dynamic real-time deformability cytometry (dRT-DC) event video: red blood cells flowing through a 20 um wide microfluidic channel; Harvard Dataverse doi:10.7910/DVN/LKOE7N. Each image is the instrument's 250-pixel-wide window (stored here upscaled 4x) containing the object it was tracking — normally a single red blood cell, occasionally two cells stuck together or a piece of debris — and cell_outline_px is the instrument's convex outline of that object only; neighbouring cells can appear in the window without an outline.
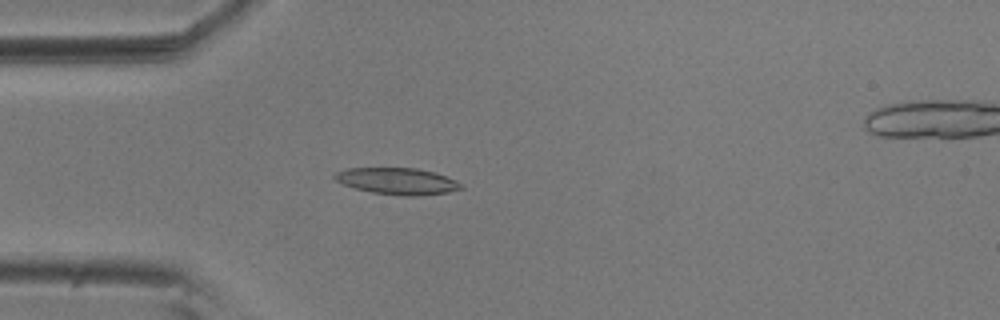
{"species": "common noctule bat (a hibernating species)", "species_latin": "Nyctalus noctula", "temperature_condition": "room temperature", "stored_images_in_passage": 47, "camera_frame_rate_fps": 3000, "um_per_image_px": 0.085, "animal": {"sex": "male", "body_mass_g": 20.5, "forearm_length_mm": 52.5}, "frame": {"image": 1, "passage_image": 12, "time_ms": 3.667, "image_size_px": [1000, 320], "cell_outline_px": [[464, 188], [448, 192], [416, 196], [400, 196], [372, 192], [356, 188], [344, 184], [336, 180], [332, 176], [336, 172], [348, 168], [416, 168], [436, 172], [456, 180], [464, 184]], "centroid_in_image_um": [33.82, 15.39], "position_along_channel_um": 51.2, "area_um2": 19.65}}
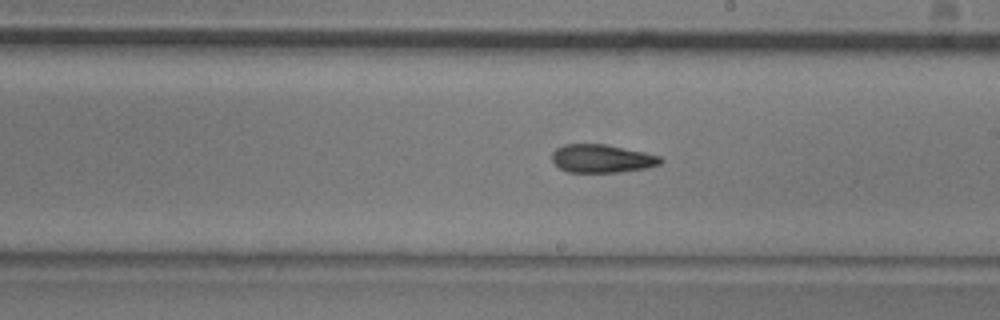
{"frame": {"image": 2, "passage_image": 28, "time_ms": 9.0, "image_size_px": [1000, 320], "cell_outline_px": [[664, 160], [660, 164], [644, 168], [620, 172], [568, 172], [552, 164], [552, 152], [556, 148], [564, 144], [604, 144], [644, 152], [660, 156]], "centroid_in_image_um": [51.12, 13.48], "position_along_channel_um": 237.9, "area_um2": 17.86}}
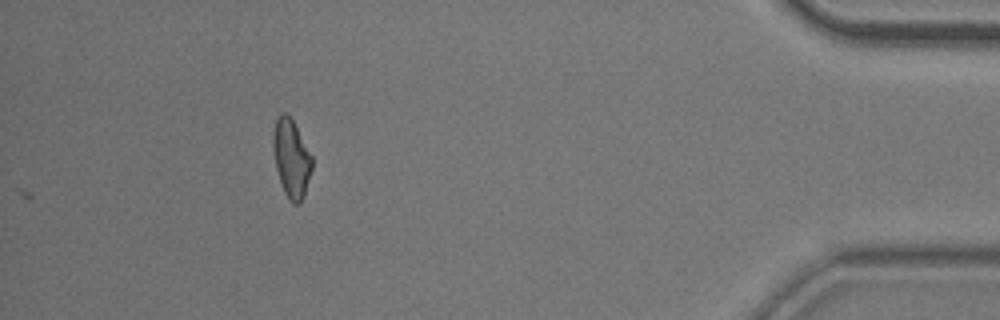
{"frame": {"image": 3, "passage_image": 47, "time_ms": 15.333, "image_size_px": [1000, 320], "cell_outline_px": [[312, 168], [304, 196], [300, 204], [292, 204], [288, 200], [284, 192], [276, 168], [272, 144], [272, 132], [276, 120], [280, 112], [284, 112], [292, 120], [312, 156]], "centroid_in_image_um": [24.75, 13.48], "position_along_channel_um": 410.5, "area_um2": 17.63}, "authors_computed_cell_mechanics": {"area_um2": 18.3804, "velocity_mm_per_s": 3.6458, "shape_relaxation_time_tau1_ms": 6.9445, "shape_relaxation_time_tau2_ms": 4.4283, "deformation_change_tau1": 0.1775, "deformation_change_tau2": 0.132}}